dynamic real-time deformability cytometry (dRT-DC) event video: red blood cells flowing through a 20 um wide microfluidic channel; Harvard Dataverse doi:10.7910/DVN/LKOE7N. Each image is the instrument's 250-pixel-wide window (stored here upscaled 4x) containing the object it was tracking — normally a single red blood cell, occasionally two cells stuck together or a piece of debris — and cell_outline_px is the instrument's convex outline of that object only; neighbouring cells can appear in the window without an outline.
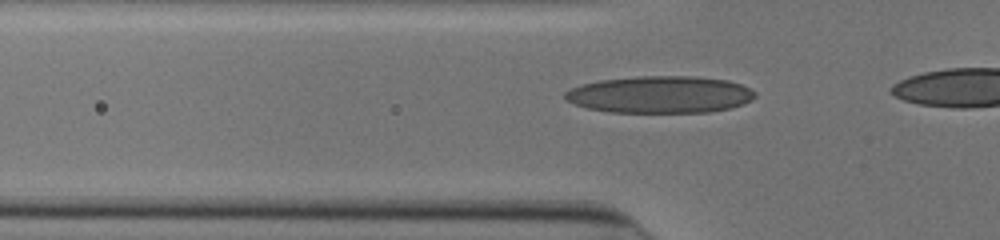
{"species": "human", "species_latin": "Homo sapiens", "temperature_condition": "cold", "stored_images_in_passage": 15, "camera_frame_rate_fps": 3000, "um_per_image_px": 0.085, "donor": {"sex": "male"}, "frame": {"image": 1, "passage_image": 9, "time_ms": 2.667, "image_size_px": [1000, 240], "cell_outline_px": [[756, 96], [752, 100], [744, 104], [732, 108], [708, 112], [608, 112], [588, 108], [564, 100], [564, 92], [580, 84], [600, 80], [636, 76], [696, 76], [728, 80], [740, 84], [756, 92]], "centroid_in_image_um": [56.11, 8.03], "position_along_channel_um": 69.7, "area_um2": 41.27}}
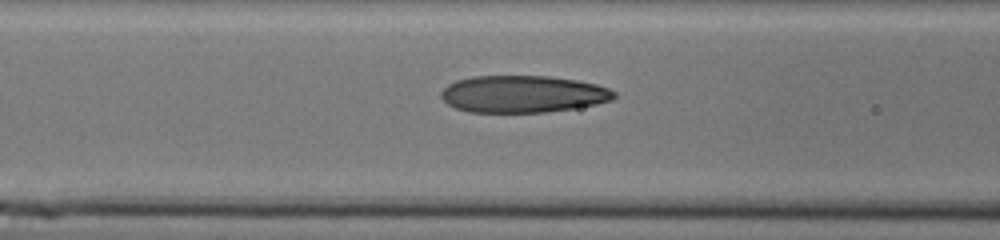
{"frame": {"image": 2, "passage_image": 13, "time_ms": 4.0, "image_size_px": [1000, 240], "cell_outline_px": [[616, 96], [612, 100], [596, 104], [572, 108], [544, 112], [468, 112], [456, 108], [448, 104], [440, 96], [440, 92], [448, 84], [456, 80], [472, 76], [548, 76], [576, 80], [596, 84], [608, 88], [616, 92]], "centroid_in_image_um": [44.43, 7.99], "position_along_channel_um": 122.2, "area_um2": 37.34}}